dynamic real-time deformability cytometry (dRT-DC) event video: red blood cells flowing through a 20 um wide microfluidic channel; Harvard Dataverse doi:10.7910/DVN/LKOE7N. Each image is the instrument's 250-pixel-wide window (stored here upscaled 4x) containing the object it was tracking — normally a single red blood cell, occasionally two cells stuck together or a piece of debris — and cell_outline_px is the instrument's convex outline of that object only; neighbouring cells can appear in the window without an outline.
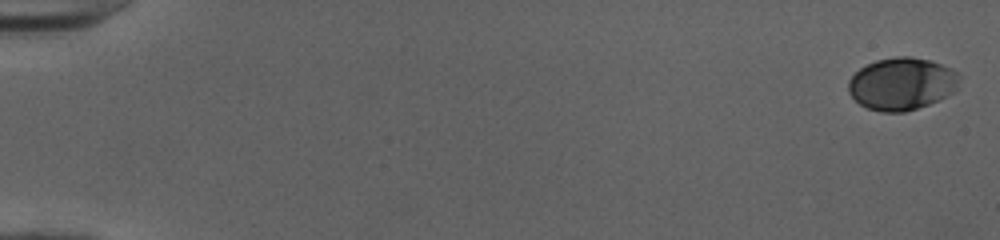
{"species": "human", "species_latin": "Homo sapiens", "temperature_condition": "cold", "stored_images_in_passage": 52, "camera_frame_rate_fps": 3000, "um_per_image_px": 0.085, "donor": {"sex": "female"}, "frame": {"image": 1, "passage_image": 1, "time_ms": 0.0, "image_size_px": [1000, 240], "cell_outline_px": [[960, 76], [952, 92], [948, 96], [940, 100], [904, 112], [880, 112], [868, 108], [860, 104], [848, 92], [848, 80], [860, 68], [876, 60], [896, 56], [912, 56], [928, 60], [952, 68], [960, 72]], "centroid_in_image_um": [76.65, 7.12], "position_along_channel_um": 8.4, "area_um2": 33.87}}
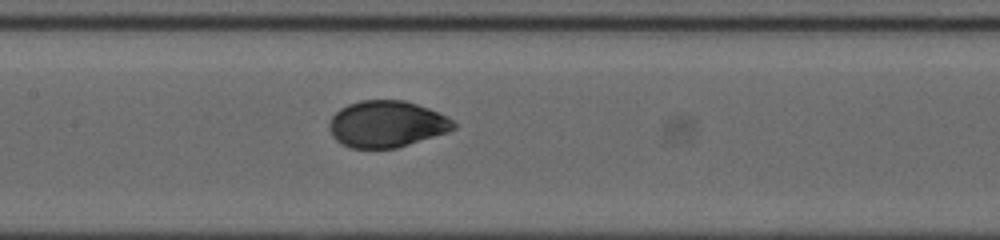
{"frame": {"image": 2, "passage_image": 27, "time_ms": 8.667, "image_size_px": [1000, 240], "cell_outline_px": [[460, 124], [456, 128], [448, 132], [396, 148], [348, 148], [336, 140], [332, 136], [328, 128], [328, 124], [332, 116], [340, 108], [348, 104], [360, 100], [404, 100], [428, 108]], "centroid_in_image_um": [32.85, 10.55], "position_along_channel_um": 174.6, "area_um2": 33.81}}
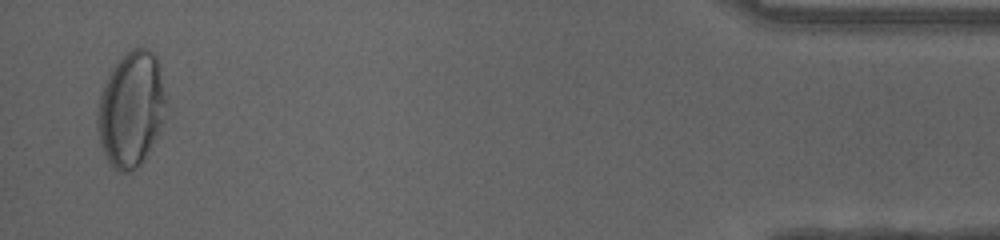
{"frame": {"image": 3, "passage_image": 51, "time_ms": 16.667, "image_size_px": [1000, 240], "cell_outline_px": [[168, 104], [164, 120], [140, 164], [132, 172], [116, 172], [112, 168], [104, 156], [100, 144], [96, 128], [96, 112], [100, 92], [104, 80], [116, 64], [132, 48], [148, 48], [156, 56], [160, 64]], "centroid_in_image_um": [11.13, 9.28], "position_along_channel_um": 424.1, "area_um2": 46.7}, "authors_computed_cell_mechanics": {"area_um2": 34.391, "velocity_mm_per_s": 4.0106, "shape_relaxation_time_tau1_ms": 3.6724, "shape_relaxation_time_tau2_ms": null, "deformation_change_tau1": 0.1553, "deformation_change_tau2": null}}